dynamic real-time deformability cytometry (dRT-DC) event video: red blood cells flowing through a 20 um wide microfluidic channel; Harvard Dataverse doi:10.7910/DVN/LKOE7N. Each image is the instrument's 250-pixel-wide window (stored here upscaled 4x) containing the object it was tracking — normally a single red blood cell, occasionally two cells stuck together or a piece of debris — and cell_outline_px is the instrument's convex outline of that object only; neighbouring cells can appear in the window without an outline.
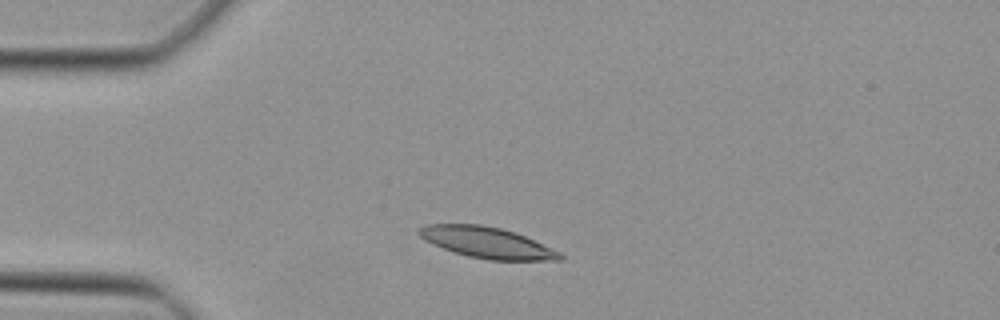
{"species": "Egyptian fruit bat (a non-hibernating species)", "species_latin": "Rousettus aegyptiacus", "temperature_condition": "cold", "stored_images_in_passage": 36, "camera_frame_rate_fps": 3000, "um_per_image_px": 0.085, "animal": {"sex": "female"}, "frame": {"image": 1, "passage_image": 1, "time_ms": 0.0, "image_size_px": [1000, 320], "cell_outline_px": [[564, 260], [488, 260], [468, 256], [432, 244], [424, 240], [416, 232], [416, 228], [424, 224], [480, 224], [500, 228], [516, 232], [560, 252], [564, 256]], "centroid_in_image_um": [41.36, 20.61], "position_along_channel_um": 43.6, "area_um2": 25.49}}
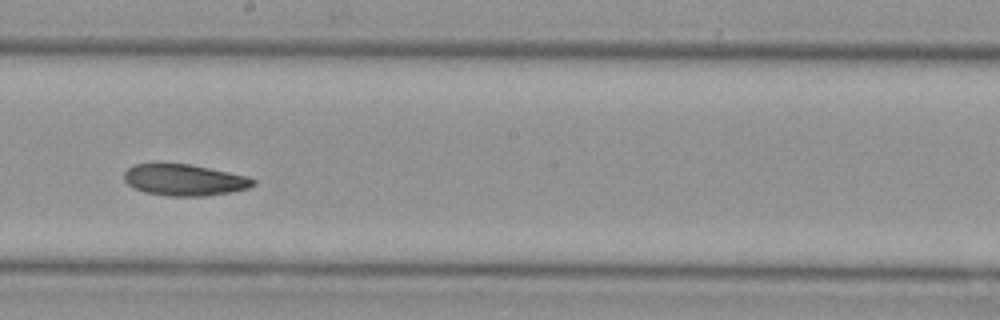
{"frame": {"image": 2, "passage_image": 16, "time_ms": 5.0, "image_size_px": [1000, 320], "cell_outline_px": [[256, 184], [248, 188], [232, 192], [208, 196], [168, 196], [144, 192], [128, 184], [124, 180], [124, 172], [132, 164], [160, 160], [192, 164], [248, 176], [256, 180]], "centroid_in_image_um": [15.64, 15.25], "position_along_channel_um": 232.6, "area_um2": 24.62}}
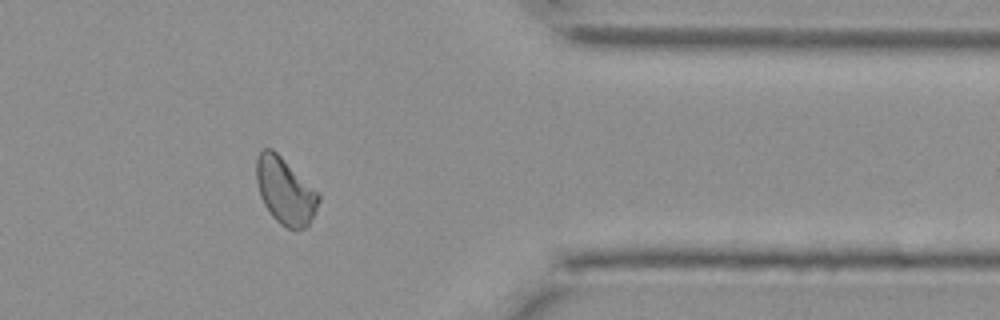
{"frame": {"image": 3, "passage_image": 28, "time_ms": 9.0, "image_size_px": [1000, 320], "cell_outline_px": [[320, 200], [308, 224], [304, 228], [288, 228], [280, 224], [268, 212], [260, 196], [256, 180], [256, 156], [264, 148], [272, 148], [320, 192]], "centroid_in_image_um": [24.23, 16.2], "position_along_channel_um": 387.2, "area_um2": 24.16}}